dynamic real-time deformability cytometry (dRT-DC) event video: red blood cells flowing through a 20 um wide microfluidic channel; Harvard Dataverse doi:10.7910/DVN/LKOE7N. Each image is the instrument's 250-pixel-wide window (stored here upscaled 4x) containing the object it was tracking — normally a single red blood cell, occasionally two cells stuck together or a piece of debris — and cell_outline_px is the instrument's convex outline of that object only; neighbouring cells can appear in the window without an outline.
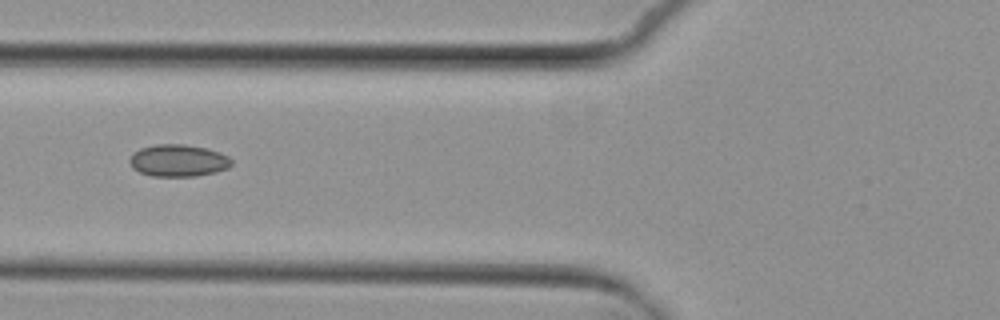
{"species": "common noctule bat (a hibernating species)", "species_latin": "Nyctalus noctula", "temperature_condition": "cold", "stored_images_in_passage": 4, "camera_frame_rate_fps": 3000, "um_per_image_px": 0.085, "animal": {"sex": "female", "body_mass_g": 29.2, "forearm_length_mm": 56.3}, "frame": {"image": 1, "passage_image": 4, "time_ms": 4.333, "image_size_px": [1000, 320], "cell_outline_px": [[232, 164], [228, 168], [216, 172], [196, 176], [152, 176], [140, 172], [132, 168], [128, 160], [140, 148], [156, 144], [184, 144], [208, 148], [220, 152], [228, 156], [232, 160]], "centroid_in_image_um": [15.18, 13.64], "position_along_channel_um": 110.6, "area_um2": 19.13}}